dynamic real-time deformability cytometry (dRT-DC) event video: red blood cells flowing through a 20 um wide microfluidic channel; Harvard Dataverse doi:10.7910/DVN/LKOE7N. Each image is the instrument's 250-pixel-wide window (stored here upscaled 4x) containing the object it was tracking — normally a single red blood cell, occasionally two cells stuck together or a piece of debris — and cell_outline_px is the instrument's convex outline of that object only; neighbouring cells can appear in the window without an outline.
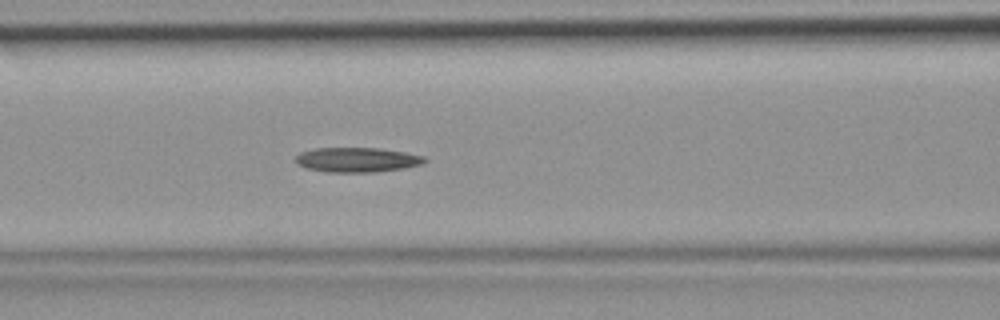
{"species": "common noctule bat (a hibernating species)", "species_latin": "Nyctalus noctula", "temperature_condition": "room temperature", "stored_images_in_passage": 39, "camera_frame_rate_fps": 3000, "um_per_image_px": 0.085, "animal": {"sex": "female", "body_mass_g": 19.9}, "frame": {"image": 1, "passage_image": 12, "time_ms": 3.667, "image_size_px": [1000, 320], "cell_outline_px": [[428, 160], [424, 164], [404, 168], [372, 172], [328, 172], [304, 168], [296, 164], [296, 156], [300, 152], [316, 148], [380, 148], [404, 152], [424, 156]], "centroid_in_image_um": [30.35, 13.58], "position_along_channel_um": 136.2, "area_um2": 18.67}}
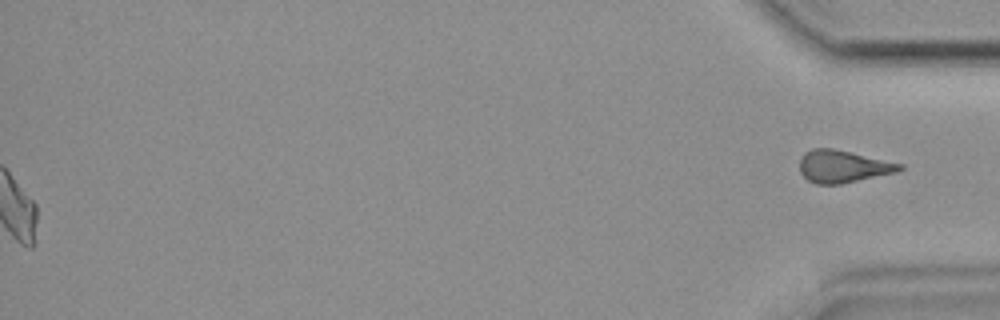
{"frame": {"image": 2, "passage_image": 39, "time_ms": 12.667, "image_size_px": [1000, 320], "cell_outline_px": [[904, 168], [896, 172], [840, 184], [816, 184], [808, 180], [800, 172], [800, 160], [804, 152], [812, 148], [832, 148], [852, 152], [904, 164]], "centroid_in_image_um": [71.65, 14.13], "position_along_channel_um": 363.6, "area_um2": 18.84}}